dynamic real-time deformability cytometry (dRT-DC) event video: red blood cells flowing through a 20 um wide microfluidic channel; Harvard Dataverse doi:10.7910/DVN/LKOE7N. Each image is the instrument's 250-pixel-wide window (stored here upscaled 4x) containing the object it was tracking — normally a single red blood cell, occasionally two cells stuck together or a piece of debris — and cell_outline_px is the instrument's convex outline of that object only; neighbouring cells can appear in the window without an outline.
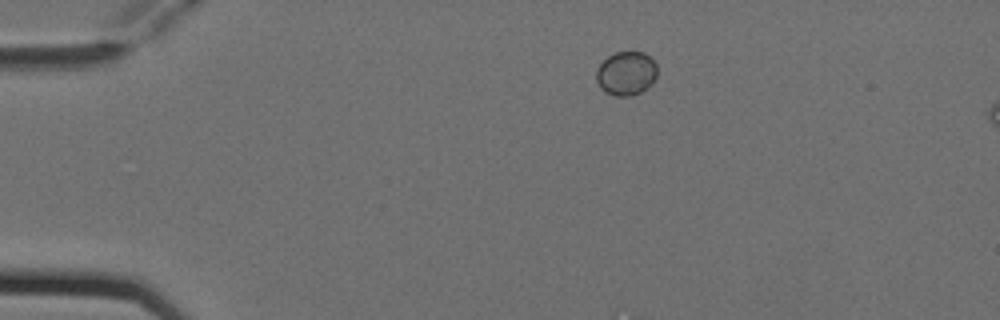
{"species": "Egyptian fruit bat (a non-hibernating species)", "species_latin": "Rousettus aegyptiacus", "temperature_condition": "cold", "stored_images_in_passage": 4, "camera_frame_rate_fps": 3000, "um_per_image_px": 0.085, "animal": {"sex": "female"}, "frame": {"image": 1, "passage_image": 1, "time_ms": 0.0, "image_size_px": [1000, 320], "cell_outline_px": [[656, 76], [652, 84], [648, 88], [640, 92], [628, 96], [616, 96], [604, 92], [600, 88], [596, 80], [596, 68], [608, 56], [616, 52], [644, 52], [656, 64]], "centroid_in_image_um": [53.2, 6.25], "position_along_channel_um": 31.8, "area_um2": 15.61}}